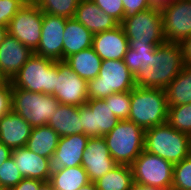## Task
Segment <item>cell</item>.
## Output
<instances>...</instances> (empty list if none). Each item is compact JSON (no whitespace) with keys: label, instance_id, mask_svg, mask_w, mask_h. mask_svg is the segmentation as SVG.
I'll use <instances>...</instances> for the list:
<instances>
[{"label":"cell","instance_id":"1","mask_svg":"<svg viewBox=\"0 0 191 190\" xmlns=\"http://www.w3.org/2000/svg\"><path fill=\"white\" fill-rule=\"evenodd\" d=\"M135 76L136 87H166L182 70L183 55L179 43L129 45L123 59Z\"/></svg>","mask_w":191,"mask_h":190},{"label":"cell","instance_id":"2","mask_svg":"<svg viewBox=\"0 0 191 190\" xmlns=\"http://www.w3.org/2000/svg\"><path fill=\"white\" fill-rule=\"evenodd\" d=\"M128 120L144 130L168 121L167 96L164 89L135 87L130 91Z\"/></svg>","mask_w":191,"mask_h":190},{"label":"cell","instance_id":"3","mask_svg":"<svg viewBox=\"0 0 191 190\" xmlns=\"http://www.w3.org/2000/svg\"><path fill=\"white\" fill-rule=\"evenodd\" d=\"M144 150L176 164L191 154L190 136L166 122L145 130Z\"/></svg>","mask_w":191,"mask_h":190},{"label":"cell","instance_id":"4","mask_svg":"<svg viewBox=\"0 0 191 190\" xmlns=\"http://www.w3.org/2000/svg\"><path fill=\"white\" fill-rule=\"evenodd\" d=\"M56 78L58 61L33 53L10 82L12 88L54 95Z\"/></svg>","mask_w":191,"mask_h":190},{"label":"cell","instance_id":"5","mask_svg":"<svg viewBox=\"0 0 191 190\" xmlns=\"http://www.w3.org/2000/svg\"><path fill=\"white\" fill-rule=\"evenodd\" d=\"M103 138L114 161L131 166L144 150L145 130L133 121L120 120Z\"/></svg>","mask_w":191,"mask_h":190},{"label":"cell","instance_id":"6","mask_svg":"<svg viewBox=\"0 0 191 190\" xmlns=\"http://www.w3.org/2000/svg\"><path fill=\"white\" fill-rule=\"evenodd\" d=\"M135 76L123 60H102L99 75L87 81L89 99H104L113 93L131 91Z\"/></svg>","mask_w":191,"mask_h":190},{"label":"cell","instance_id":"7","mask_svg":"<svg viewBox=\"0 0 191 190\" xmlns=\"http://www.w3.org/2000/svg\"><path fill=\"white\" fill-rule=\"evenodd\" d=\"M59 104L58 99L52 94L12 88V110L33 128L47 125Z\"/></svg>","mask_w":191,"mask_h":190},{"label":"cell","instance_id":"8","mask_svg":"<svg viewBox=\"0 0 191 190\" xmlns=\"http://www.w3.org/2000/svg\"><path fill=\"white\" fill-rule=\"evenodd\" d=\"M120 25L129 40V45H161L165 42L160 7L152 6L124 18Z\"/></svg>","mask_w":191,"mask_h":190},{"label":"cell","instance_id":"9","mask_svg":"<svg viewBox=\"0 0 191 190\" xmlns=\"http://www.w3.org/2000/svg\"><path fill=\"white\" fill-rule=\"evenodd\" d=\"M133 182L148 186H172L174 164L145 150L131 165Z\"/></svg>","mask_w":191,"mask_h":190},{"label":"cell","instance_id":"10","mask_svg":"<svg viewBox=\"0 0 191 190\" xmlns=\"http://www.w3.org/2000/svg\"><path fill=\"white\" fill-rule=\"evenodd\" d=\"M43 15L33 1H27L9 22L7 33L34 52L41 39Z\"/></svg>","mask_w":191,"mask_h":190},{"label":"cell","instance_id":"11","mask_svg":"<svg viewBox=\"0 0 191 190\" xmlns=\"http://www.w3.org/2000/svg\"><path fill=\"white\" fill-rule=\"evenodd\" d=\"M160 9L165 42L180 43L191 35V0H174Z\"/></svg>","mask_w":191,"mask_h":190},{"label":"cell","instance_id":"12","mask_svg":"<svg viewBox=\"0 0 191 190\" xmlns=\"http://www.w3.org/2000/svg\"><path fill=\"white\" fill-rule=\"evenodd\" d=\"M79 117L83 134L103 137L119 122L104 99H89L79 106Z\"/></svg>","mask_w":191,"mask_h":190},{"label":"cell","instance_id":"13","mask_svg":"<svg viewBox=\"0 0 191 190\" xmlns=\"http://www.w3.org/2000/svg\"><path fill=\"white\" fill-rule=\"evenodd\" d=\"M54 96L60 104L78 107L88 101L87 81L79 77L64 60L58 61Z\"/></svg>","mask_w":191,"mask_h":190},{"label":"cell","instance_id":"14","mask_svg":"<svg viewBox=\"0 0 191 190\" xmlns=\"http://www.w3.org/2000/svg\"><path fill=\"white\" fill-rule=\"evenodd\" d=\"M66 17L44 13L41 39L33 52L53 61L63 60V38Z\"/></svg>","mask_w":191,"mask_h":190},{"label":"cell","instance_id":"15","mask_svg":"<svg viewBox=\"0 0 191 190\" xmlns=\"http://www.w3.org/2000/svg\"><path fill=\"white\" fill-rule=\"evenodd\" d=\"M117 165L110 155L105 139L89 137L81 166L86 170L90 182L97 181Z\"/></svg>","mask_w":191,"mask_h":190},{"label":"cell","instance_id":"16","mask_svg":"<svg viewBox=\"0 0 191 190\" xmlns=\"http://www.w3.org/2000/svg\"><path fill=\"white\" fill-rule=\"evenodd\" d=\"M33 52L15 37L7 35L0 44V76L11 81Z\"/></svg>","mask_w":191,"mask_h":190},{"label":"cell","instance_id":"17","mask_svg":"<svg viewBox=\"0 0 191 190\" xmlns=\"http://www.w3.org/2000/svg\"><path fill=\"white\" fill-rule=\"evenodd\" d=\"M92 48L102 60H123L129 40L121 25L93 35Z\"/></svg>","mask_w":191,"mask_h":190},{"label":"cell","instance_id":"18","mask_svg":"<svg viewBox=\"0 0 191 190\" xmlns=\"http://www.w3.org/2000/svg\"><path fill=\"white\" fill-rule=\"evenodd\" d=\"M12 158L24 178L49 182L52 173V160L35 154L26 147L12 150Z\"/></svg>","mask_w":191,"mask_h":190},{"label":"cell","instance_id":"19","mask_svg":"<svg viewBox=\"0 0 191 190\" xmlns=\"http://www.w3.org/2000/svg\"><path fill=\"white\" fill-rule=\"evenodd\" d=\"M89 136L74 134L60 137L52 158V168L75 167L82 163V156Z\"/></svg>","mask_w":191,"mask_h":190},{"label":"cell","instance_id":"20","mask_svg":"<svg viewBox=\"0 0 191 190\" xmlns=\"http://www.w3.org/2000/svg\"><path fill=\"white\" fill-rule=\"evenodd\" d=\"M33 127L11 110L0 118V142L11 150L26 147Z\"/></svg>","mask_w":191,"mask_h":190},{"label":"cell","instance_id":"21","mask_svg":"<svg viewBox=\"0 0 191 190\" xmlns=\"http://www.w3.org/2000/svg\"><path fill=\"white\" fill-rule=\"evenodd\" d=\"M74 18L93 35L112 30L120 25L116 19L101 10L92 0H80Z\"/></svg>","mask_w":191,"mask_h":190},{"label":"cell","instance_id":"22","mask_svg":"<svg viewBox=\"0 0 191 190\" xmlns=\"http://www.w3.org/2000/svg\"><path fill=\"white\" fill-rule=\"evenodd\" d=\"M93 34L74 17L67 18L63 38V60L92 47Z\"/></svg>","mask_w":191,"mask_h":190},{"label":"cell","instance_id":"23","mask_svg":"<svg viewBox=\"0 0 191 190\" xmlns=\"http://www.w3.org/2000/svg\"><path fill=\"white\" fill-rule=\"evenodd\" d=\"M47 125L60 137L83 134L78 106L59 104Z\"/></svg>","mask_w":191,"mask_h":190},{"label":"cell","instance_id":"24","mask_svg":"<svg viewBox=\"0 0 191 190\" xmlns=\"http://www.w3.org/2000/svg\"><path fill=\"white\" fill-rule=\"evenodd\" d=\"M90 182L86 170L81 166L52 168L49 183L54 190H78Z\"/></svg>","mask_w":191,"mask_h":190},{"label":"cell","instance_id":"25","mask_svg":"<svg viewBox=\"0 0 191 190\" xmlns=\"http://www.w3.org/2000/svg\"><path fill=\"white\" fill-rule=\"evenodd\" d=\"M64 61L79 77L89 81L99 75L102 59L91 47L70 55Z\"/></svg>","mask_w":191,"mask_h":190},{"label":"cell","instance_id":"26","mask_svg":"<svg viewBox=\"0 0 191 190\" xmlns=\"http://www.w3.org/2000/svg\"><path fill=\"white\" fill-rule=\"evenodd\" d=\"M59 138L60 136L48 125L35 127L28 138L26 148L52 160Z\"/></svg>","mask_w":191,"mask_h":190},{"label":"cell","instance_id":"27","mask_svg":"<svg viewBox=\"0 0 191 190\" xmlns=\"http://www.w3.org/2000/svg\"><path fill=\"white\" fill-rule=\"evenodd\" d=\"M168 107L191 103V65H184L175 79L166 87Z\"/></svg>","mask_w":191,"mask_h":190},{"label":"cell","instance_id":"28","mask_svg":"<svg viewBox=\"0 0 191 190\" xmlns=\"http://www.w3.org/2000/svg\"><path fill=\"white\" fill-rule=\"evenodd\" d=\"M132 183L131 166L119 164L95 181L97 190H129Z\"/></svg>","mask_w":191,"mask_h":190},{"label":"cell","instance_id":"29","mask_svg":"<svg viewBox=\"0 0 191 190\" xmlns=\"http://www.w3.org/2000/svg\"><path fill=\"white\" fill-rule=\"evenodd\" d=\"M80 0H34L43 13L73 18Z\"/></svg>","mask_w":191,"mask_h":190},{"label":"cell","instance_id":"30","mask_svg":"<svg viewBox=\"0 0 191 190\" xmlns=\"http://www.w3.org/2000/svg\"><path fill=\"white\" fill-rule=\"evenodd\" d=\"M173 128L191 136V103L168 107V121Z\"/></svg>","mask_w":191,"mask_h":190},{"label":"cell","instance_id":"31","mask_svg":"<svg viewBox=\"0 0 191 190\" xmlns=\"http://www.w3.org/2000/svg\"><path fill=\"white\" fill-rule=\"evenodd\" d=\"M104 100L119 121L128 120L131 102L130 91L113 93Z\"/></svg>","mask_w":191,"mask_h":190},{"label":"cell","instance_id":"32","mask_svg":"<svg viewBox=\"0 0 191 190\" xmlns=\"http://www.w3.org/2000/svg\"><path fill=\"white\" fill-rule=\"evenodd\" d=\"M173 174V189L191 190V154L174 164Z\"/></svg>","mask_w":191,"mask_h":190},{"label":"cell","instance_id":"33","mask_svg":"<svg viewBox=\"0 0 191 190\" xmlns=\"http://www.w3.org/2000/svg\"><path fill=\"white\" fill-rule=\"evenodd\" d=\"M23 178L12 156L0 165V184L4 190L16 186Z\"/></svg>","mask_w":191,"mask_h":190},{"label":"cell","instance_id":"34","mask_svg":"<svg viewBox=\"0 0 191 190\" xmlns=\"http://www.w3.org/2000/svg\"><path fill=\"white\" fill-rule=\"evenodd\" d=\"M26 3V0H0V26L7 27L11 19Z\"/></svg>","mask_w":191,"mask_h":190},{"label":"cell","instance_id":"35","mask_svg":"<svg viewBox=\"0 0 191 190\" xmlns=\"http://www.w3.org/2000/svg\"><path fill=\"white\" fill-rule=\"evenodd\" d=\"M101 10L112 16L119 23L124 19V6L122 0H92Z\"/></svg>","mask_w":191,"mask_h":190},{"label":"cell","instance_id":"36","mask_svg":"<svg viewBox=\"0 0 191 190\" xmlns=\"http://www.w3.org/2000/svg\"><path fill=\"white\" fill-rule=\"evenodd\" d=\"M12 110V84L8 80L0 83V118Z\"/></svg>","mask_w":191,"mask_h":190},{"label":"cell","instance_id":"37","mask_svg":"<svg viewBox=\"0 0 191 190\" xmlns=\"http://www.w3.org/2000/svg\"><path fill=\"white\" fill-rule=\"evenodd\" d=\"M122 2L124 6V18L152 7L148 0H122Z\"/></svg>","mask_w":191,"mask_h":190},{"label":"cell","instance_id":"38","mask_svg":"<svg viewBox=\"0 0 191 190\" xmlns=\"http://www.w3.org/2000/svg\"><path fill=\"white\" fill-rule=\"evenodd\" d=\"M44 183L37 179L23 178L16 186L9 190H39Z\"/></svg>","mask_w":191,"mask_h":190},{"label":"cell","instance_id":"39","mask_svg":"<svg viewBox=\"0 0 191 190\" xmlns=\"http://www.w3.org/2000/svg\"><path fill=\"white\" fill-rule=\"evenodd\" d=\"M179 45L182 50L184 65H191V35L183 39Z\"/></svg>","mask_w":191,"mask_h":190},{"label":"cell","instance_id":"40","mask_svg":"<svg viewBox=\"0 0 191 190\" xmlns=\"http://www.w3.org/2000/svg\"><path fill=\"white\" fill-rule=\"evenodd\" d=\"M129 190H174V189L172 186L148 187V186L133 182Z\"/></svg>","mask_w":191,"mask_h":190},{"label":"cell","instance_id":"41","mask_svg":"<svg viewBox=\"0 0 191 190\" xmlns=\"http://www.w3.org/2000/svg\"><path fill=\"white\" fill-rule=\"evenodd\" d=\"M12 150L0 142V165L11 157Z\"/></svg>","mask_w":191,"mask_h":190},{"label":"cell","instance_id":"42","mask_svg":"<svg viewBox=\"0 0 191 190\" xmlns=\"http://www.w3.org/2000/svg\"><path fill=\"white\" fill-rule=\"evenodd\" d=\"M172 1L174 0H148L151 6H155V7H162L163 5H166Z\"/></svg>","mask_w":191,"mask_h":190},{"label":"cell","instance_id":"43","mask_svg":"<svg viewBox=\"0 0 191 190\" xmlns=\"http://www.w3.org/2000/svg\"><path fill=\"white\" fill-rule=\"evenodd\" d=\"M78 190H97L95 182H89L87 185L82 186Z\"/></svg>","mask_w":191,"mask_h":190},{"label":"cell","instance_id":"44","mask_svg":"<svg viewBox=\"0 0 191 190\" xmlns=\"http://www.w3.org/2000/svg\"><path fill=\"white\" fill-rule=\"evenodd\" d=\"M7 35V27L0 26V44L3 42L4 37Z\"/></svg>","mask_w":191,"mask_h":190},{"label":"cell","instance_id":"45","mask_svg":"<svg viewBox=\"0 0 191 190\" xmlns=\"http://www.w3.org/2000/svg\"><path fill=\"white\" fill-rule=\"evenodd\" d=\"M39 190H54L52 185L49 182H45Z\"/></svg>","mask_w":191,"mask_h":190}]
</instances>
